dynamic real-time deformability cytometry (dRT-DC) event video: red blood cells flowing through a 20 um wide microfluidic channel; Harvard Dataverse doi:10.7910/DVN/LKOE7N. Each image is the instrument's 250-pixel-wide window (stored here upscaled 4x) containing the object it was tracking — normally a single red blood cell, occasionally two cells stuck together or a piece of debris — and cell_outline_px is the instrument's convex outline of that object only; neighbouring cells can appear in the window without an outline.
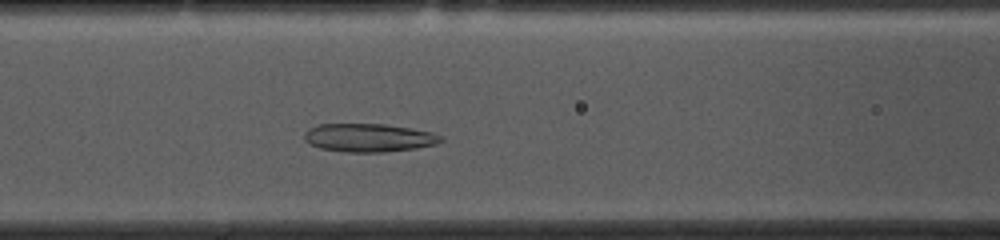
{"species": "common noctule bat (a hibernating species)", "species_latin": "Nyctalus noctula", "temperature_condition": "cold", "stored_images_in_passage": 37, "camera_frame_rate_fps": 3000, "um_per_image_px": 0.085, "animal": {"sex": "female", "body_mass_g": 10.0, "forearm_length_mm": 53.1}, "frame": {"image": 1, "passage_image": 14, "time_ms": 4.333, "image_size_px": [1000, 240], "cell_outline_px": [[444, 140], [436, 144], [416, 148], [384, 152], [348, 152], [320, 148], [304, 140], [304, 132], [308, 128], [320, 124], [384, 124], [412, 128], [432, 132], [444, 136]], "centroid_in_image_um": [31.38, 11.7], "position_along_channel_um": 135.2, "area_um2": 22.6}}
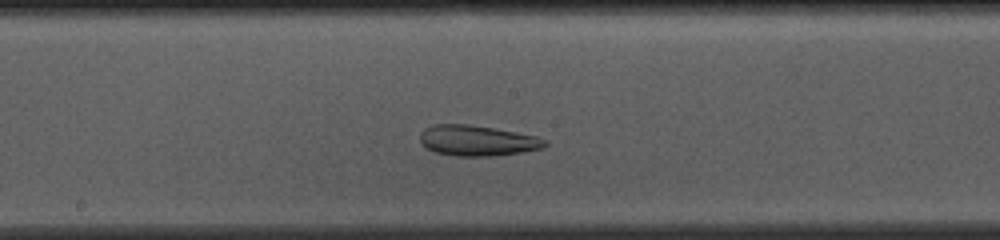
{"frame": {"image": 2, "passage_image": 20, "time_ms": 6.333, "image_size_px": [1000, 240], "cell_outline_px": [[548, 144], [540, 148], [520, 152], [492, 156], [456, 156], [436, 152], [424, 148], [420, 144], [420, 132], [424, 128], [432, 124], [468, 124], [516, 132], [536, 136], [548, 140]], "centroid_in_image_um": [40.51, 11.94], "position_along_channel_um": 207.7, "area_um2": 22.31}}
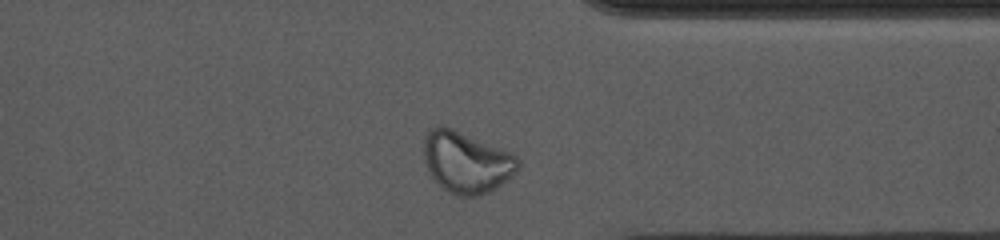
{"frame": {"image": 3, "passage_image": 34, "time_ms": 11.0, "image_size_px": [1000, 240], "cell_outline_px": [[520, 164], [516, 172], [496, 188], [488, 192], [476, 196], [456, 196], [448, 192], [432, 176], [424, 160], [424, 136], [428, 128], [436, 124], [440, 124], [512, 152], [520, 160]], "centroid_in_image_um": [39.64, 13.76], "position_along_channel_um": 371.8, "area_um2": 33.7}, "authors_computed_cell_mechanics": {"area_um2": 24.7384, "velocity_mm_per_s": 3.6235, "shape_relaxation_time_tau1_ms": null, "shape_relaxation_time_tau2_ms": 1.2317, "deformation_change_tau1": null, "deformation_change_tau2": 0.0751}}